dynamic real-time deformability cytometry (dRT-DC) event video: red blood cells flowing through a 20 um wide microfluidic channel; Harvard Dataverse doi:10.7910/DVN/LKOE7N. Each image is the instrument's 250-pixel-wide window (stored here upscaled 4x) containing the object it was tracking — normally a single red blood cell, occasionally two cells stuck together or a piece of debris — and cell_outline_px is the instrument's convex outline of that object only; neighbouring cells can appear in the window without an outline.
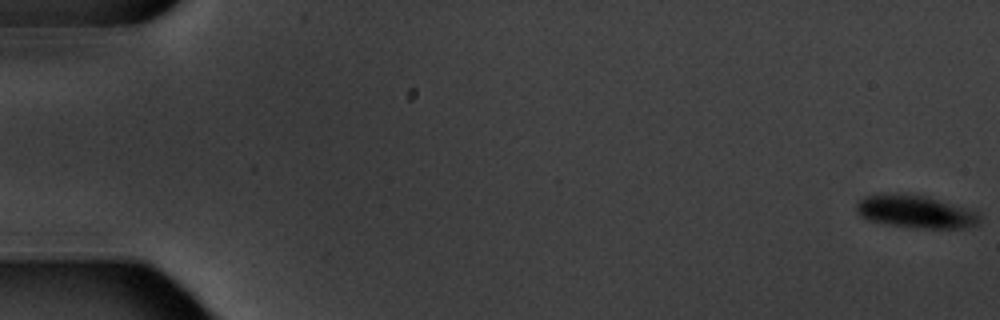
{"species": "common noctule bat (a hibernating species)", "species_latin": "Nyctalus noctula", "temperature_condition": "warm", "stored_images_in_passage": 6, "camera_frame_rate_fps": 3000, "um_per_image_px": 0.085, "animal": {"sex": "male", "body_mass_g": 20.1, "forearm_length_mm": 53.5}, "frame": {"image": 1, "passage_image": 1, "time_ms": 0.0, "image_size_px": [1000, 320], "cell_outline_px": [[980, 224], [964, 228], [908, 228], [884, 224], [868, 220], [860, 216], [856, 212], [856, 204], [864, 196], [896, 192], [924, 196], [980, 212]], "centroid_in_image_um": [77.8, 18.0], "position_along_channel_um": 7.2, "area_um2": 23.81}}
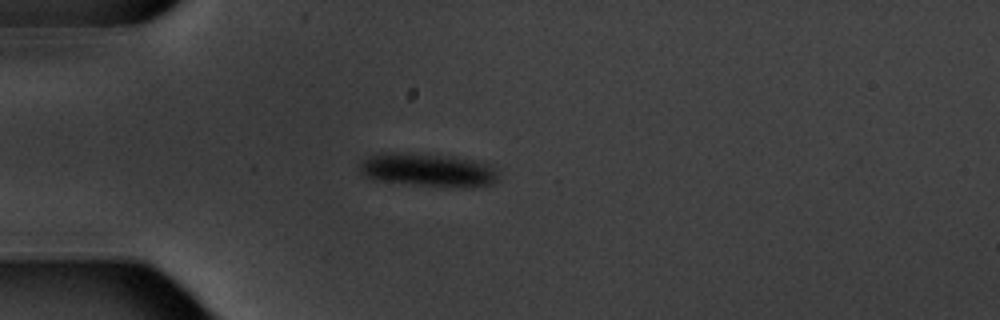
{"frame": {"image": 2, "passage_image": 5, "time_ms": 5.333, "image_size_px": [1000, 320], "cell_outline_px": [[500, 180], [492, 184], [472, 188], [468, 188], [416, 184], [376, 180], [364, 176], [360, 172], [360, 160], [368, 156], [380, 152], [408, 152], [452, 156], [476, 160], [488, 164], [496, 168]], "centroid_in_image_um": [36.41, 14.43], "position_along_channel_um": 48.6, "area_um2": 27.51}}